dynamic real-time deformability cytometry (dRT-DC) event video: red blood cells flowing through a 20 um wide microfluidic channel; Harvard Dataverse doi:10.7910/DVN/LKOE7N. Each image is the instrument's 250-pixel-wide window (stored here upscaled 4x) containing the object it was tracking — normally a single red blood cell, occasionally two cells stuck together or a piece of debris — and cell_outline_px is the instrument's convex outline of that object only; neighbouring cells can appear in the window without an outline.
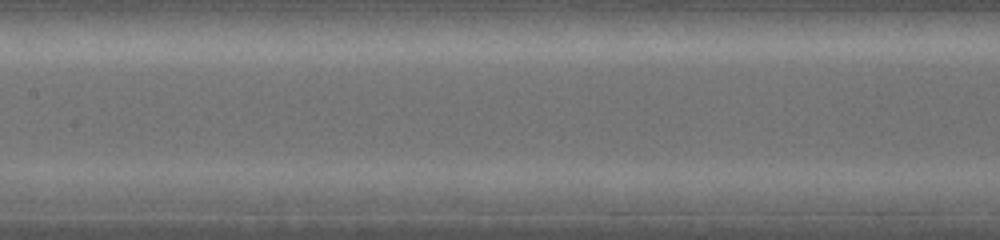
{"species": "common noctule bat (a hibernating species)", "species_latin": "Nyctalus noctula", "temperature_condition": "warm", "stored_images_in_passage": 8, "segment_of_instrument_passage": [2, 2], "camera_frame_rate_fps": 5000, "um_per_image_px": 0.085, "animal": {"sex": "female", "body_mass_g": 19.0, "forearm_length_mm": 53.3}, "frame": {"image": 1, "passage_image": 8, "time_ms": 3.6, "image_size_px": [1000, 240], "cell_outline_px": [[912, 212], [848, 212], [800, 204], [792, 196], [792, 192], [804, 188], [900, 188], [908, 192], [912, 196]], "centroid_in_image_um": [72.8, 16.94], "position_along_channel_um": 134.6, "area_um2": 18.26}}